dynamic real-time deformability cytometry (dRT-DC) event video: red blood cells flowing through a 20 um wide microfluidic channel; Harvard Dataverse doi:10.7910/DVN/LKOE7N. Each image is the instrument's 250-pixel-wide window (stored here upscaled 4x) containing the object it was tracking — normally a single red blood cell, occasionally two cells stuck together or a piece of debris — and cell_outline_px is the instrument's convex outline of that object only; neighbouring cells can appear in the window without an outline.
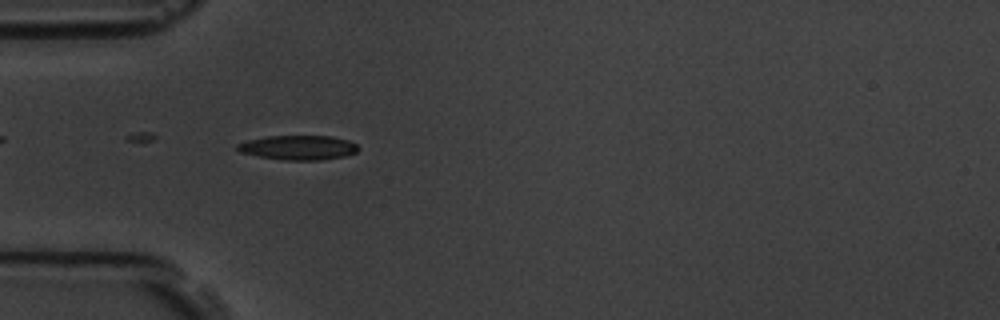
{"species": "common noctule bat (a hibernating species)", "species_latin": "Nyctalus noctula", "temperature_condition": "room temperature", "stored_images_in_passage": 9, "camera_frame_rate_fps": 3000, "um_per_image_px": 0.085, "animal": {"sex": "male", "body_mass_g": 19.5, "forearm_length_mm": 54.6}, "frame": {"image": 1, "passage_image": 6, "time_ms": 5.667, "image_size_px": [1000, 320], "cell_outline_px": [[360, 148], [356, 152], [344, 156], [320, 160], [284, 160], [260, 156], [240, 152], [236, 148], [236, 144], [248, 140], [268, 136], [332, 136], [348, 140], [356, 144]], "centroid_in_image_um": [25.37, 12.54], "position_along_channel_um": 59.6, "area_um2": 17.17}}
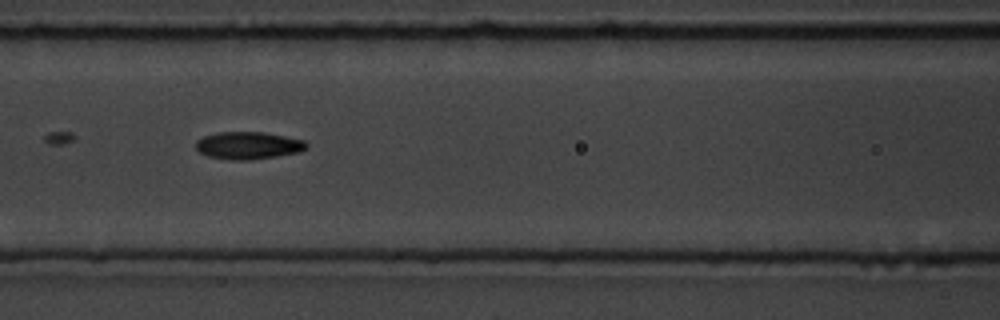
{"frame": {"image": 2, "passage_image": 8, "time_ms": 8.0, "image_size_px": [1000, 320], "cell_outline_px": [[308, 148], [300, 152], [276, 156], [248, 160], [232, 160], [208, 156], [200, 152], [196, 148], [196, 140], [204, 136], [216, 132], [264, 132], [304, 140], [308, 144]], "centroid_in_image_um": [21.11, 12.36], "position_along_channel_um": 145.5, "area_um2": 17.69}}
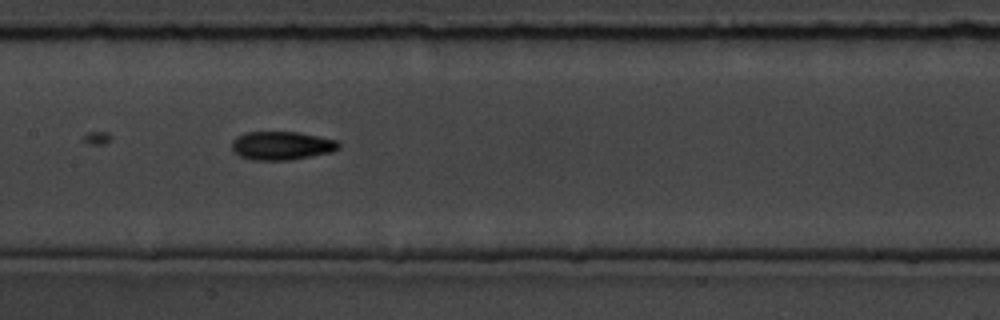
{"frame": {"image": 3, "passage_image": 9, "time_ms": 9.0, "image_size_px": [1000, 320], "cell_outline_px": [[340, 148], [332, 152], [288, 160], [252, 160], [240, 156], [232, 152], [232, 140], [236, 136], [244, 132], [300, 132], [336, 140], [340, 144]], "centroid_in_image_um": [23.91, 12.37], "position_along_channel_um": 183.5, "area_um2": 17.86}}